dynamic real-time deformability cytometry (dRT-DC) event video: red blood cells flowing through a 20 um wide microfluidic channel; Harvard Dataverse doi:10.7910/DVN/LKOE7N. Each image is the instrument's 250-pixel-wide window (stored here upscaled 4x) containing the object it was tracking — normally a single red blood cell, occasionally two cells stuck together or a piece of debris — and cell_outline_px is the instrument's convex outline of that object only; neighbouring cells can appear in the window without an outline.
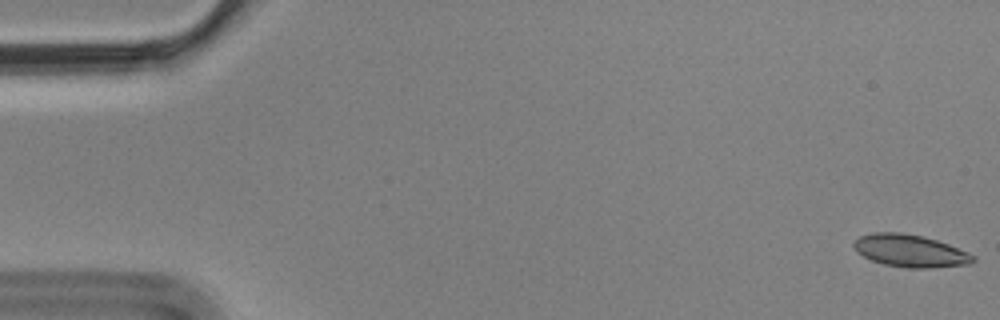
{"species": "Egyptian fruit bat (a non-hibernating species)", "species_latin": "Rousettus aegyptiacus", "temperature_condition": "cold", "stored_images_in_passage": 4, "camera_frame_rate_fps": 3000, "um_per_image_px": 0.085, "animal": {"sex": "male"}, "frame": {"image": 1, "passage_image": 1, "time_ms": 0.0, "image_size_px": [1000, 320], "cell_outline_px": [[976, 260], [968, 264], [928, 268], [908, 268], [884, 264], [872, 260], [856, 252], [852, 244], [860, 236], [876, 232], [900, 232], [924, 236], [948, 244], [968, 252], [976, 256]], "centroid_in_image_um": [77.37, 21.32], "position_along_channel_um": 7.6, "area_um2": 22.48}}
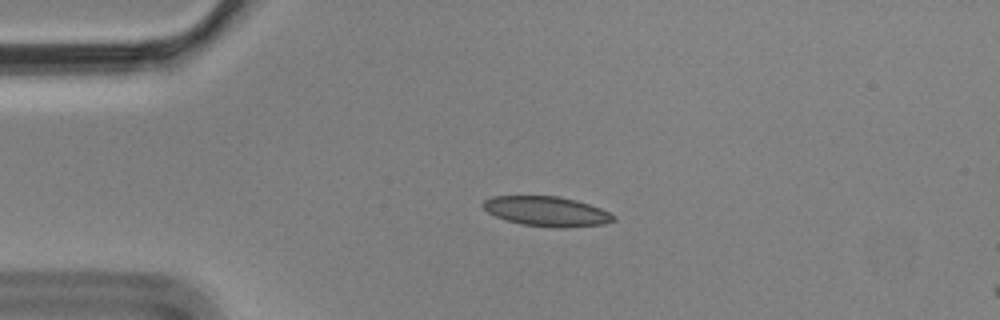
{"frame": {"image": 2, "passage_image": 4, "time_ms": 1.0, "image_size_px": [1000, 320], "cell_outline_px": [[616, 220], [604, 224], [560, 228], [520, 224], [496, 216], [488, 212], [484, 208], [484, 200], [492, 196], [560, 196], [576, 200], [600, 208], [616, 216]], "centroid_in_image_um": [46.5, 17.96], "position_along_channel_um": 38.5, "area_um2": 22.48}}